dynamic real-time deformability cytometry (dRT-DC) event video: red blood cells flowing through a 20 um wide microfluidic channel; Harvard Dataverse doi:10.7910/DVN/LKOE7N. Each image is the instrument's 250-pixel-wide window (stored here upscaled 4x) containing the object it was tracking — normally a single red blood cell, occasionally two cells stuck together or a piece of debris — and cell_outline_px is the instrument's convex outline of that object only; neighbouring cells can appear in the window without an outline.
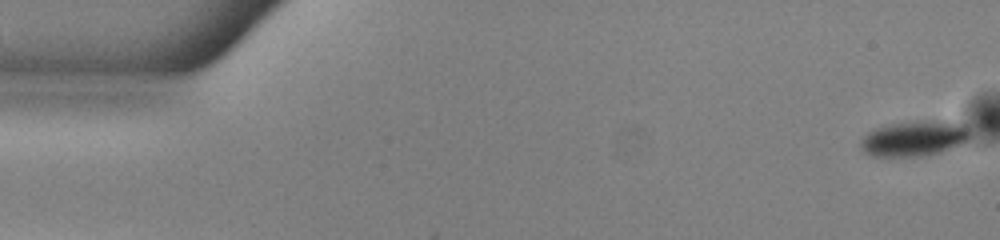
{"species": "common noctule bat (a hibernating species)", "species_latin": "Nyctalus noctula", "temperature_condition": "warm", "stored_images_in_passage": 52, "camera_frame_rate_fps": 3000, "um_per_image_px": 0.085, "animal": {"sex": "male", "body_mass_g": 13.0, "forearm_length_mm": 53.1}, "frame": {"image": 1, "passage_image": 1, "time_ms": 0.0, "image_size_px": [1000, 240], "cell_outline_px": [[968, 140], [960, 144], [940, 152], [920, 156], [872, 156], [864, 152], [860, 144], [860, 140], [868, 132], [876, 128], [892, 124], [932, 120], [944, 120], [960, 124], [968, 132]], "centroid_in_image_um": [77.66, 11.78], "position_along_channel_um": 7.3, "area_um2": 22.02}}
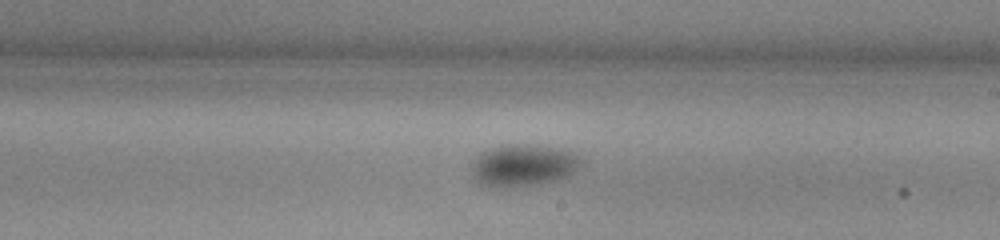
{"frame": {"image": 2, "passage_image": 30, "time_ms": 9.667, "image_size_px": [1000, 240], "cell_outline_px": [[584, 164], [572, 172], [564, 176], [552, 180], [536, 184], [504, 188], [500, 188], [484, 184], [476, 180], [472, 176], [472, 164], [476, 156], [492, 148], [504, 144], [536, 144], [556, 148], [572, 152], [580, 156], [584, 160]], "centroid_in_image_um": [44.48, 14.03], "position_along_channel_um": 244.5, "area_um2": 26.65}}
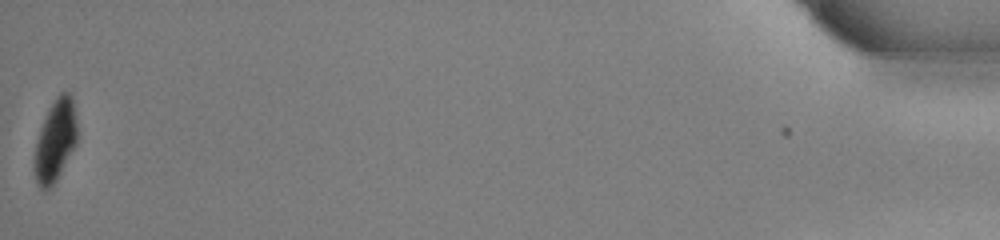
{"frame": {"image": 3, "passage_image": 52, "time_ms": 17.0, "image_size_px": [1000, 240], "cell_outline_px": [[76, 144], [56, 180], [44, 192], [36, 184], [32, 168], [32, 160], [36, 140], [40, 128], [48, 108], [56, 96], [60, 92], [68, 92], [72, 96], [76, 120]], "centroid_in_image_um": [4.64, 11.97], "position_along_channel_um": 430.6, "area_um2": 20.69}, "authors_computed_cell_mechanics": {"area_um2": 25.2297, "velocity_mm_per_s": 3.9445, "shape_relaxation_time_tau1_ms": 6.0799, "shape_relaxation_time_tau2_ms": 8.6152, "deformation_change_tau1": 0.1273, "deformation_change_tau2": 0.0582}}